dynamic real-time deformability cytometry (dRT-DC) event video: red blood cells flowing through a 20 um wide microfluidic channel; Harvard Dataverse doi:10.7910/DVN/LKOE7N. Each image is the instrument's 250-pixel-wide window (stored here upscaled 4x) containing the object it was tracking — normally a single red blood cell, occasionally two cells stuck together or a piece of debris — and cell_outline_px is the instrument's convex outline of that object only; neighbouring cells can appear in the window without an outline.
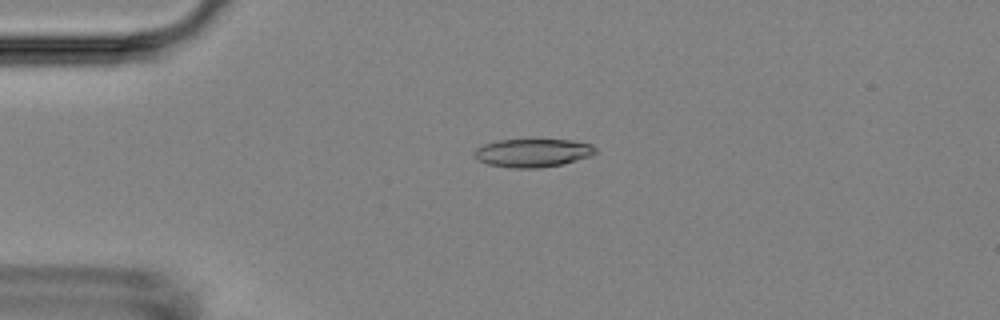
{"species": "Egyptian fruit bat (a non-hibernating species)", "species_latin": "Rousettus aegyptiacus", "temperature_condition": "room temperature", "stored_images_in_passage": 48, "camera_frame_rate_fps": 3000, "um_per_image_px": 0.085, "animal": {"sex": "female"}, "frame": {"image": 1, "passage_image": 8, "time_ms": 2.333, "image_size_px": [1000, 320], "cell_outline_px": [[596, 152], [588, 156], [560, 164], [540, 168], [512, 168], [488, 164], [476, 160], [472, 156], [472, 152], [476, 148], [484, 144], [500, 140], [568, 140], [592, 144], [596, 148]], "centroid_in_image_um": [45.2, 13.0], "position_along_channel_um": 39.8, "area_um2": 19.83}}
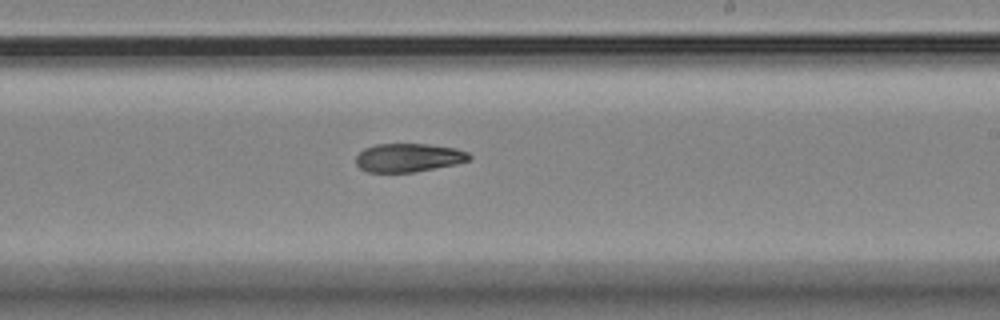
{"frame": {"image": 2, "passage_image": 28, "time_ms": 9.0, "image_size_px": [1000, 320], "cell_outline_px": [[472, 156], [468, 160], [456, 164], [412, 172], [368, 172], [360, 168], [356, 164], [356, 156], [364, 148], [376, 144], [424, 144], [456, 148], [468, 152]], "centroid_in_image_um": [34.71, 13.4], "position_along_channel_um": 254.3, "area_um2": 18.73}}
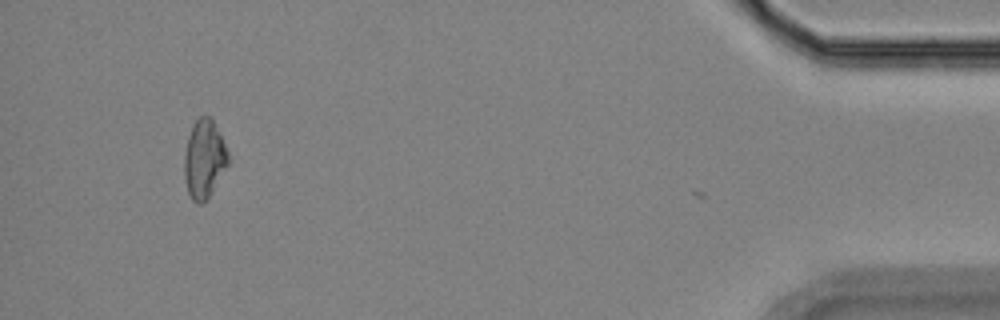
{"frame": {"image": 3, "passage_image": 47, "time_ms": 15.333, "image_size_px": [1000, 320], "cell_outline_px": [[228, 164], [208, 196], [200, 204], [196, 204], [192, 200], [188, 192], [184, 176], [184, 156], [188, 136], [196, 120], [200, 116], [208, 116], [212, 120], [228, 152]], "centroid_in_image_um": [17.33, 13.53], "position_along_channel_um": 417.9, "area_um2": 19.42}}